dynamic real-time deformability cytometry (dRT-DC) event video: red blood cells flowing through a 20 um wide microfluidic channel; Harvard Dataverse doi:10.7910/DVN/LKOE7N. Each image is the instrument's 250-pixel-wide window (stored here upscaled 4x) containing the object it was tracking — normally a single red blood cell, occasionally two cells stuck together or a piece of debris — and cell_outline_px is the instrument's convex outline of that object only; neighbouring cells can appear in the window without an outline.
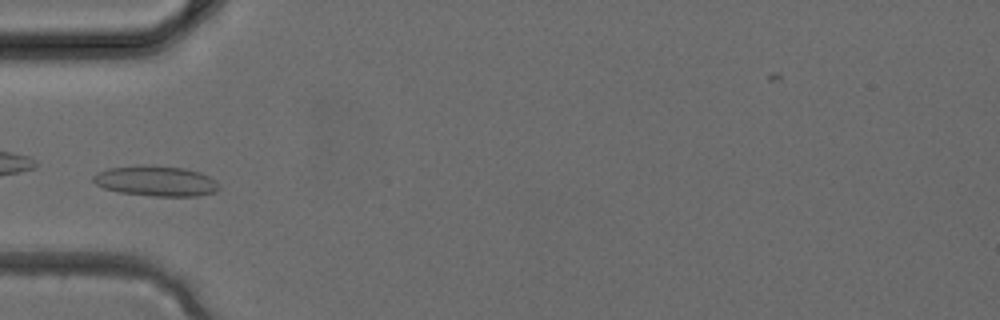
{"species": "common noctule bat (a hibernating species)", "species_latin": "Nyctalus noctula", "temperature_condition": "cold", "stored_images_in_passage": 4, "camera_frame_rate_fps": 3000, "um_per_image_px": 0.085, "animal": {"sex": "female", "body_mass_g": 24.6, "forearm_length_mm": 56.2}, "frame": {"image": 1, "passage_image": 4, "time_ms": 1.0, "image_size_px": [1000, 320], "cell_outline_px": [[220, 188], [216, 192], [196, 196], [152, 196], [120, 192], [104, 188], [96, 184], [92, 180], [92, 176], [96, 172], [108, 168], [152, 164], [184, 168], [200, 172], [208, 176], [220, 184]], "centroid_in_image_um": [13.26, 15.38], "position_along_channel_um": 71.7, "area_um2": 22.43}}